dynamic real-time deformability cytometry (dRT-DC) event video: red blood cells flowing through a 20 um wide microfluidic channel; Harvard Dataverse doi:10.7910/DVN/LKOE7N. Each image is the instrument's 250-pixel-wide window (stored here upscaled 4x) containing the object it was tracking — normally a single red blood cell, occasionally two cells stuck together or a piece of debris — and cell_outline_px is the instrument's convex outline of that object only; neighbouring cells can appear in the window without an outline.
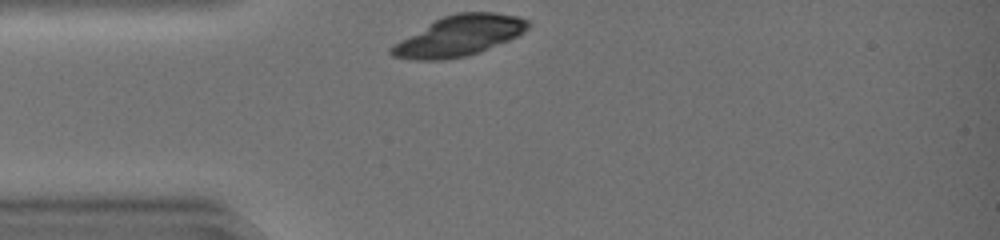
{"species": "common noctule bat (a hibernating species)", "species_latin": "Nyctalus noctula", "temperature_condition": "warm", "stored_images_in_passage": 29, "camera_frame_rate_fps": 3000, "um_per_image_px": 0.085, "animal": {"sex": "female", "body_mass_g": 19.0, "forearm_length_mm": 51.5}, "frame": {"image": 1, "passage_image": 1, "time_ms": 0.0, "image_size_px": [1000, 240], "cell_outline_px": [[532, 24], [524, 32], [508, 40], [480, 52], [464, 56], [444, 60], [412, 60], [392, 56], [388, 52], [388, 48], [392, 44], [436, 20], [444, 16], [456, 12], [492, 12], [520, 16], [532, 20]], "centroid_in_image_um": [39.05, 3.04], "position_along_channel_um": 46.0, "area_um2": 32.25}}